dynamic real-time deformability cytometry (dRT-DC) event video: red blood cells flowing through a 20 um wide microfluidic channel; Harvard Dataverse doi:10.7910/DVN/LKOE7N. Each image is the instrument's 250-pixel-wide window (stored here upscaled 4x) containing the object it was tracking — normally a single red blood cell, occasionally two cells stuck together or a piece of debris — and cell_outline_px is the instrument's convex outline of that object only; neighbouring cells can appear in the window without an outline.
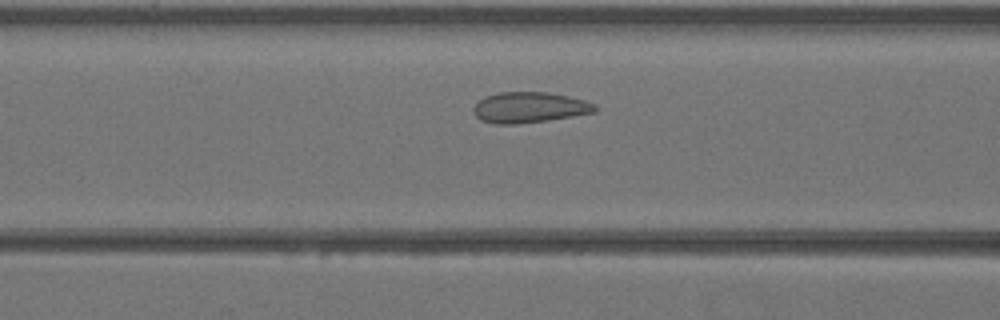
{"species": "Egyptian fruit bat (a non-hibernating species)", "species_latin": "Rousettus aegyptiacus", "temperature_condition": "warm", "stored_images_in_passage": 36, "camera_frame_rate_fps": 3000, "um_per_image_px": 0.085, "animal": {"sex": "female"}, "frame": {"image": 1, "passage_image": 10, "time_ms": 3.0, "image_size_px": [1000, 320], "cell_outline_px": [[600, 108], [596, 112], [548, 120], [516, 124], [496, 124], [480, 120], [472, 112], [472, 108], [484, 96], [500, 92], [544, 92], [568, 96], [584, 100], [596, 104]], "centroid_in_image_um": [45.0, 9.13], "position_along_channel_um": 121.6, "area_um2": 21.85}}
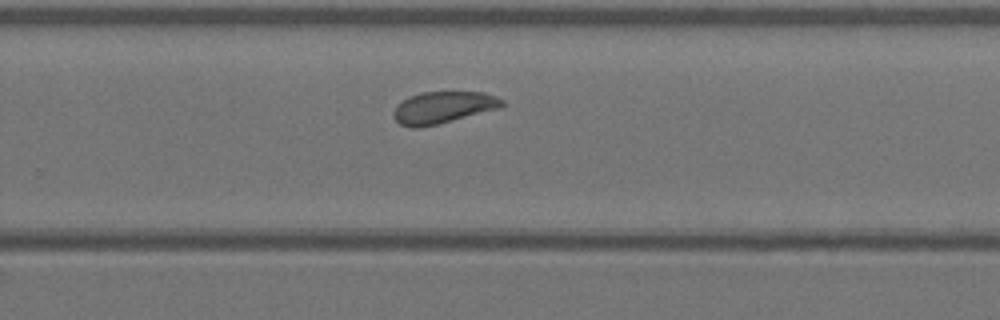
{"frame": {"image": 2, "passage_image": 21, "time_ms": 6.667, "image_size_px": [1000, 320], "cell_outline_px": [[504, 104], [500, 108], [420, 128], [412, 128], [400, 124], [392, 116], [392, 112], [396, 104], [408, 96], [420, 92], [484, 92], [496, 96], [504, 100]], "centroid_in_image_um": [37.61, 9.12], "position_along_channel_um": 292.2, "area_um2": 20.23}}
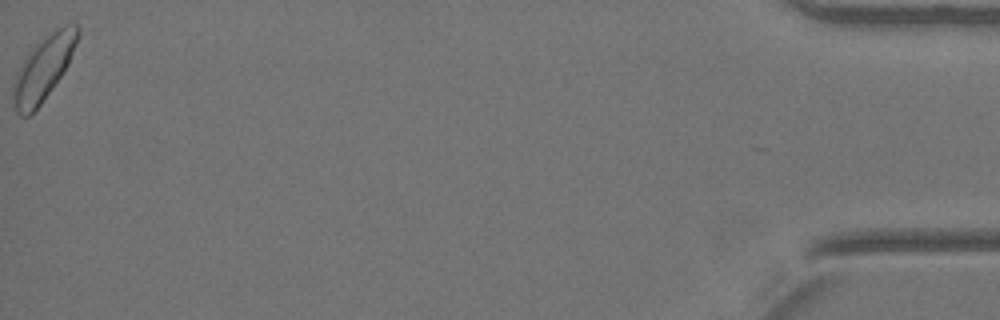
{"frame": {"image": 3, "passage_image": 36, "time_ms": 11.667, "image_size_px": [1000, 320], "cell_outline_px": [[80, 36], [68, 64], [60, 76], [40, 104], [28, 116], [20, 116], [16, 112], [12, 100], [12, 84], [16, 72], [32, 48], [40, 40], [56, 28], [64, 24], [76, 24], [80, 28]], "centroid_in_image_um": [3.69, 5.78], "position_along_channel_um": 431.5, "area_um2": 23.99}}